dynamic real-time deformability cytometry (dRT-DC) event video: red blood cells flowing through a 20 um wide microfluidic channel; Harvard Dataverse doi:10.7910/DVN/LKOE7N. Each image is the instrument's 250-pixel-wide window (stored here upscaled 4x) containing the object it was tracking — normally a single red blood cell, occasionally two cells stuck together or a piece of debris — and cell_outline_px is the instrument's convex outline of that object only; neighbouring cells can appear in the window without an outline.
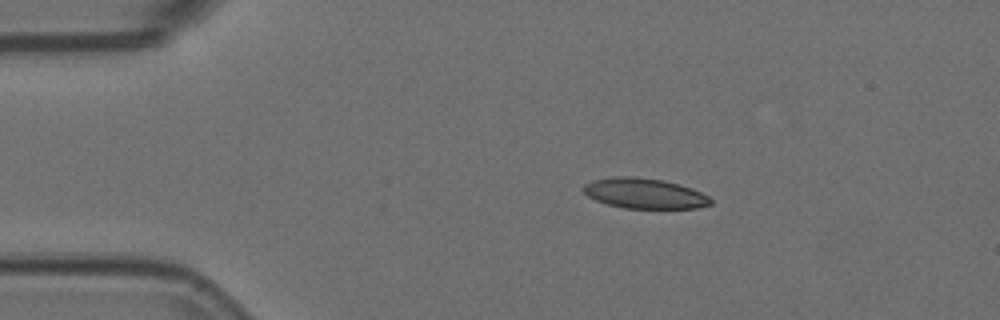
{"species": "Egyptian fruit bat (a non-hibernating species)", "species_latin": "Rousettus aegyptiacus", "temperature_condition": "room temperature", "stored_images_in_passage": 14, "camera_frame_rate_fps": 3000, "um_per_image_px": 0.085, "animal": {"sex": "female"}, "frame": {"image": 1, "passage_image": 2, "time_ms": 0.333, "image_size_px": [1000, 320], "cell_outline_px": [[712, 204], [696, 208], [624, 208], [608, 204], [596, 200], [588, 196], [580, 188], [584, 184], [592, 180], [616, 176], [636, 176], [664, 180], [680, 184], [692, 188], [708, 196], [712, 200]], "centroid_in_image_um": [54.77, 16.42], "position_along_channel_um": 30.2, "area_um2": 22.6}}
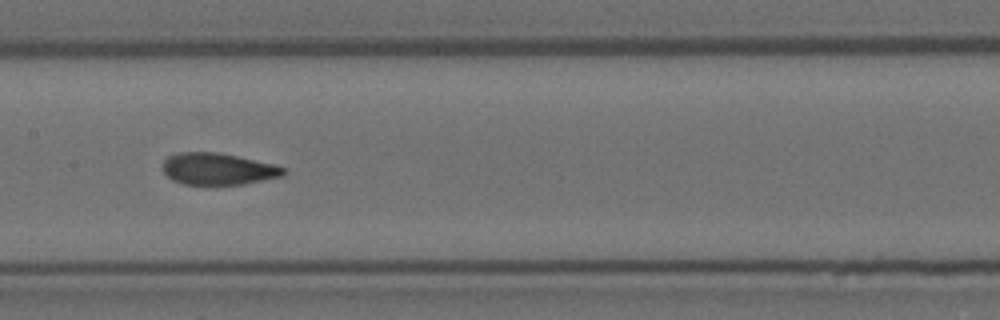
{"frame": {"image": 2, "passage_image": 7, "time_ms": 2.0, "image_size_px": [1000, 320], "cell_outline_px": [[284, 176], [244, 184], [184, 184], [172, 180], [164, 172], [164, 160], [168, 156], [180, 152], [216, 152], [236, 156], [272, 164], [284, 168]], "centroid_in_image_um": [18.51, 14.36], "position_along_channel_um": 188.9, "area_um2": 22.02}}
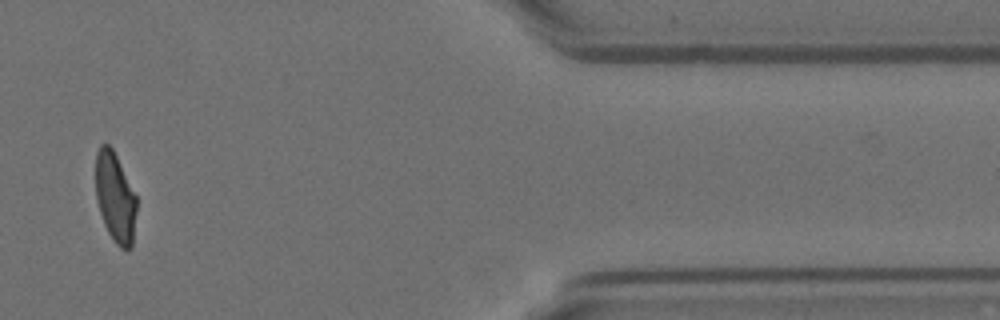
{"frame": {"image": 3, "passage_image": 12, "time_ms": 3.667, "image_size_px": [1000, 320], "cell_outline_px": [[136, 212], [132, 248], [120, 248], [116, 244], [108, 232], [104, 224], [96, 200], [96, 152], [100, 144], [108, 144], [112, 148], [136, 196]], "centroid_in_image_um": [9.78, 16.79], "position_along_channel_um": 401.6, "area_um2": 21.21}}